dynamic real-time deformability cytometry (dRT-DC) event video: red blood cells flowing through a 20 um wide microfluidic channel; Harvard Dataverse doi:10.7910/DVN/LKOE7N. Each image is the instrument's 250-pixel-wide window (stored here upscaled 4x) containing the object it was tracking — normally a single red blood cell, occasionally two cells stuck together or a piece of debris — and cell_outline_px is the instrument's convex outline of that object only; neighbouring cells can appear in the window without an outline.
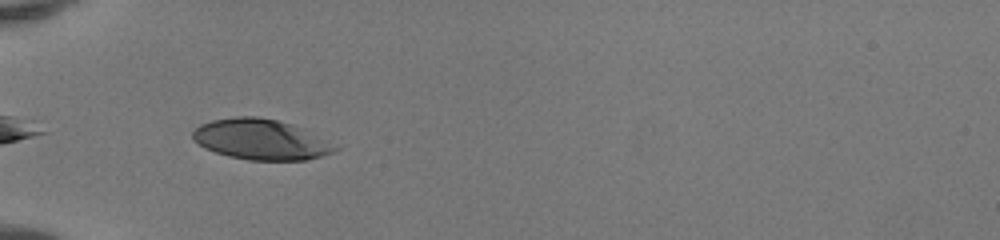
{"species": "human", "species_latin": "Homo sapiens", "temperature_condition": "room temperature", "stored_images_in_passage": 36, "camera_frame_rate_fps": 3000, "um_per_image_px": 0.085, "donor": {"sex": "female"}, "frame": {"image": 1, "passage_image": 3, "time_ms": 0.667, "image_size_px": [1000, 240], "cell_outline_px": [[340, 148], [332, 152], [320, 156], [304, 160], [248, 160], [228, 156], [204, 148], [192, 136], [192, 132], [200, 124], [212, 120], [236, 116], [256, 116], [276, 120], [292, 124], [304, 128]], "centroid_in_image_um": [22.16, 11.85], "position_along_channel_um": 62.8, "area_um2": 33.35}}
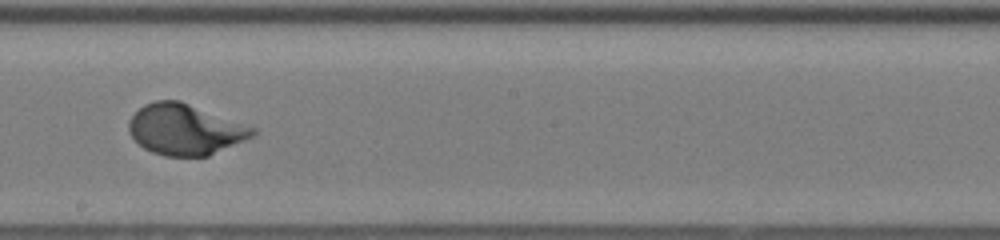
{"frame": {"image": 2, "passage_image": 16, "time_ms": 5.0, "image_size_px": [1000, 240], "cell_outline_px": [[256, 132], [252, 136], [244, 140], [208, 156], [164, 156], [152, 152], [144, 148], [132, 136], [128, 128], [128, 120], [144, 104], [156, 100], [180, 100], [256, 128]], "centroid_in_image_um": [15.71, 11.0], "position_along_channel_um": 232.5, "area_um2": 36.36}}
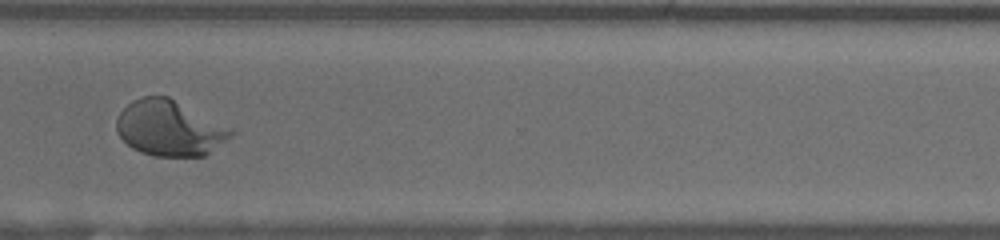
{"frame": {"image": 3, "passage_image": 25, "time_ms": 8.0, "image_size_px": [1000, 240], "cell_outline_px": [[236, 132], [232, 136], [204, 156], [152, 156], [140, 152], [132, 148], [116, 132], [116, 120], [120, 112], [132, 100], [144, 96], [168, 96]], "centroid_in_image_um": [14.36, 10.9], "position_along_channel_um": 356.2, "area_um2": 36.53}}